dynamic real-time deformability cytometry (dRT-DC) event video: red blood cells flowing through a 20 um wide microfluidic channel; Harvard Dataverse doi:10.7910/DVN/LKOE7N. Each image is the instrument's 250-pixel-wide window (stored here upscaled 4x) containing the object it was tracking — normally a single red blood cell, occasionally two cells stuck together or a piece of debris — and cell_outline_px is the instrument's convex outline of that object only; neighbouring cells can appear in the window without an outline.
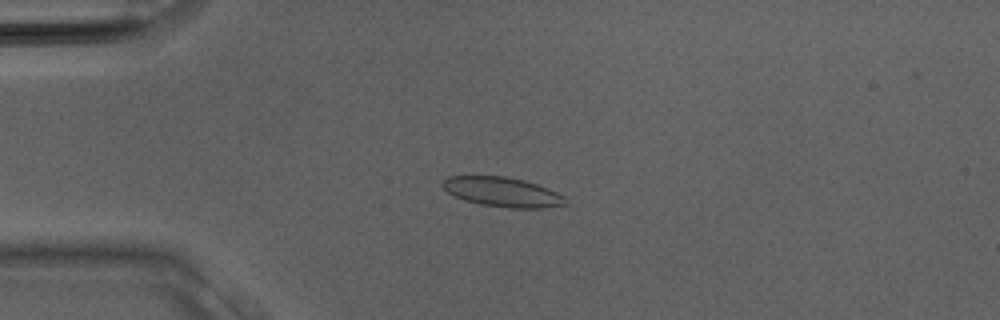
{"species": "Egyptian fruit bat (a non-hibernating species)", "species_latin": "Rousettus aegyptiacus", "temperature_condition": "room temperature", "stored_images_in_passage": 30, "camera_frame_rate_fps": 3000, "um_per_image_px": 0.085, "animal": {"sex": "male"}, "frame": {"image": 1, "passage_image": 6, "time_ms": 1.667, "image_size_px": [1000, 320], "cell_outline_px": [[568, 204], [544, 208], [512, 208], [480, 204], [464, 200], [448, 192], [440, 184], [448, 176], [504, 176], [524, 180], [548, 188], [564, 196]], "centroid_in_image_um": [42.72, 16.32], "position_along_channel_um": 42.3, "area_um2": 21.1}}
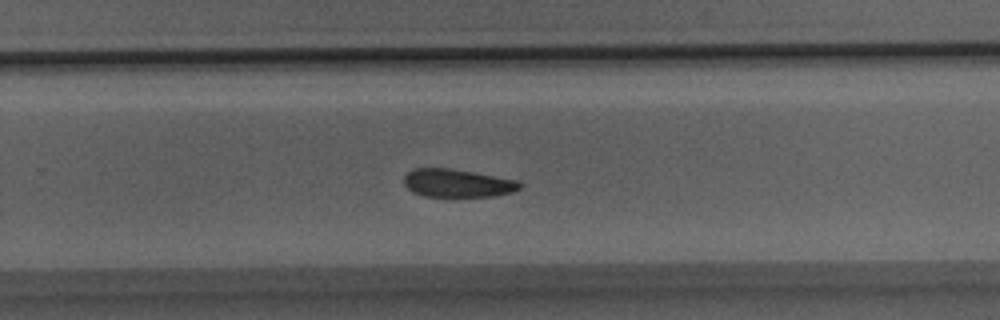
{"frame": {"image": 2, "passage_image": 19, "time_ms": 6.0, "image_size_px": [1000, 320], "cell_outline_px": [[524, 184], [520, 188], [512, 192], [492, 196], [424, 196], [412, 192], [404, 184], [404, 176], [412, 168], [452, 168], [516, 180]], "centroid_in_image_um": [38.86, 15.56], "position_along_channel_um": 290.9, "area_um2": 18.9}}
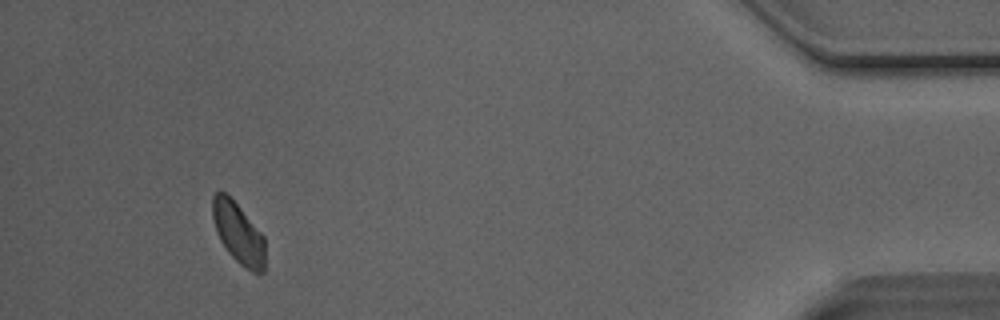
{"frame": {"image": 3, "passage_image": 28, "time_ms": 9.0, "image_size_px": [1000, 320], "cell_outline_px": [[264, 272], [252, 272], [244, 268], [228, 252], [220, 240], [216, 232], [212, 216], [212, 196], [216, 192], [224, 192], [240, 208], [264, 236]], "centroid_in_image_um": [20.24, 19.83], "position_along_channel_um": 415.0, "area_um2": 18.44}}